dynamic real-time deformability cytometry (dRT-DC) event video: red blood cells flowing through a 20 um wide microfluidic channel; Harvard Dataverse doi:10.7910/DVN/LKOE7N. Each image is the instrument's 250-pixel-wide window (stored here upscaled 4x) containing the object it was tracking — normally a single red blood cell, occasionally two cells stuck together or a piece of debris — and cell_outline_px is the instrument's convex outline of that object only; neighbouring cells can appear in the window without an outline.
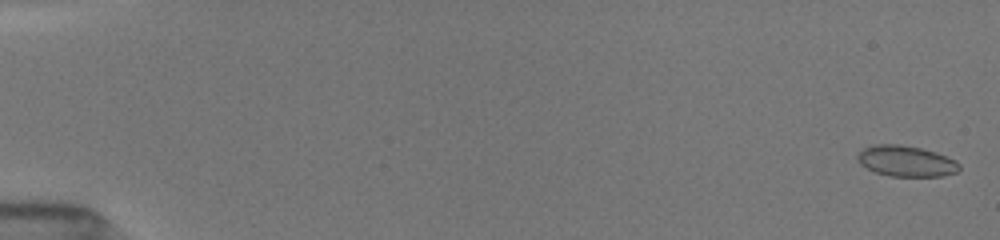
{"species": "common noctule bat (a hibernating species)", "species_latin": "Nyctalus noctula", "temperature_condition": "room temperature", "stored_images_in_passage": 16, "camera_frame_rate_fps": 3000, "um_per_image_px": 0.085, "animal": {"sex": "female", "body_mass_g": 19.5, "forearm_length_mm": 54.1}, "frame": {"image": 1, "passage_image": 1, "time_ms": 0.0, "image_size_px": [1000, 240], "cell_outline_px": [[960, 168], [956, 172], [944, 176], [888, 176], [876, 172], [860, 164], [856, 156], [864, 148], [876, 144], [900, 144], [920, 148], [936, 152], [956, 160], [960, 164]], "centroid_in_image_um": [77.04, 13.69], "position_along_channel_um": 8.0, "area_um2": 18.26}}
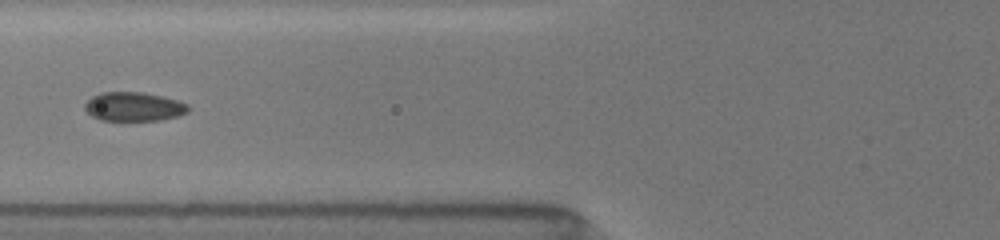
{"frame": {"image": 2, "passage_image": 13, "time_ms": 7.0, "image_size_px": [1000, 240], "cell_outline_px": [[188, 112], [180, 116], [160, 120], [124, 124], [100, 120], [92, 116], [84, 108], [84, 104], [92, 96], [100, 92], [144, 92], [176, 100], [188, 104]], "centroid_in_image_um": [11.34, 9.12], "position_along_channel_um": 114.5, "area_um2": 18.32}}
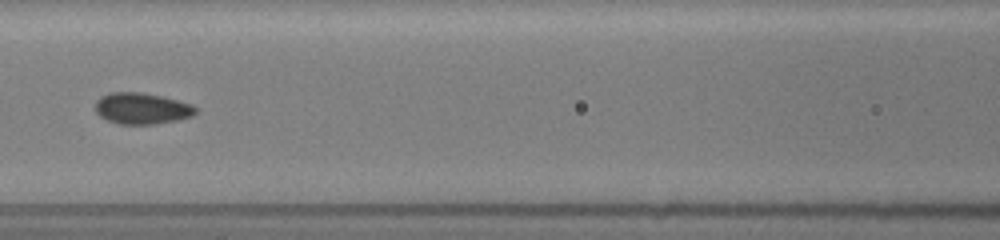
{"frame": {"image": 3, "passage_image": 15, "time_ms": 8.0, "image_size_px": [1000, 240], "cell_outline_px": [[196, 112], [192, 116], [176, 120], [152, 124], [120, 124], [108, 120], [100, 116], [96, 112], [96, 100], [100, 96], [112, 92], [140, 92], [160, 96], [176, 100], [188, 104], [196, 108]], "centroid_in_image_um": [12.01, 9.21], "position_along_channel_um": 154.6, "area_um2": 17.98}}